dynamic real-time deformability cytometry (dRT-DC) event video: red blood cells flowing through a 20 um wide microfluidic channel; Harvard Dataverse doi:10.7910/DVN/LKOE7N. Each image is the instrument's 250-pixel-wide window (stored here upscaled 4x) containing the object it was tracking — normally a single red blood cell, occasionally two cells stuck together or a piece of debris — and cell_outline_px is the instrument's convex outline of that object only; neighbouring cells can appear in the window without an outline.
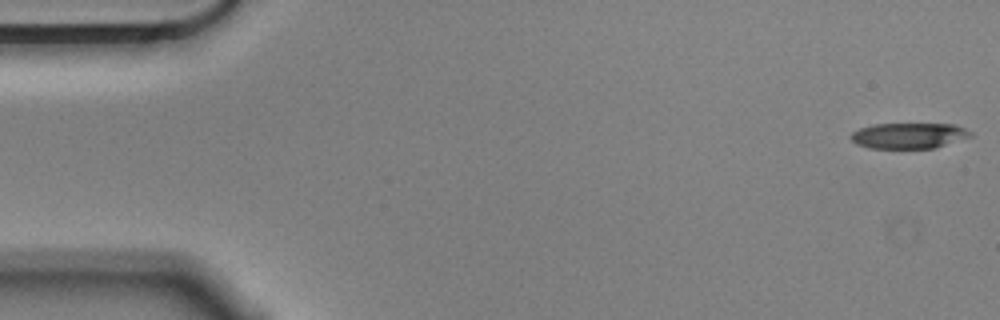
{"species": "Egyptian fruit bat (a non-hibernating species)", "species_latin": "Rousettus aegyptiacus", "temperature_condition": "cold", "stored_images_in_passage": 53, "camera_frame_rate_fps": 3000, "um_per_image_px": 0.085, "animal": {"sex": "male"}, "frame": {"image": 1, "passage_image": 1, "time_ms": 0.0, "image_size_px": [1000, 320], "cell_outline_px": [[972, 136], [936, 148], [868, 148], [856, 144], [848, 136], [852, 132], [860, 128], [872, 124], [952, 124], [964, 128], [972, 132]], "centroid_in_image_um": [77.22, 11.53], "position_along_channel_um": 7.8, "area_um2": 17.98}}
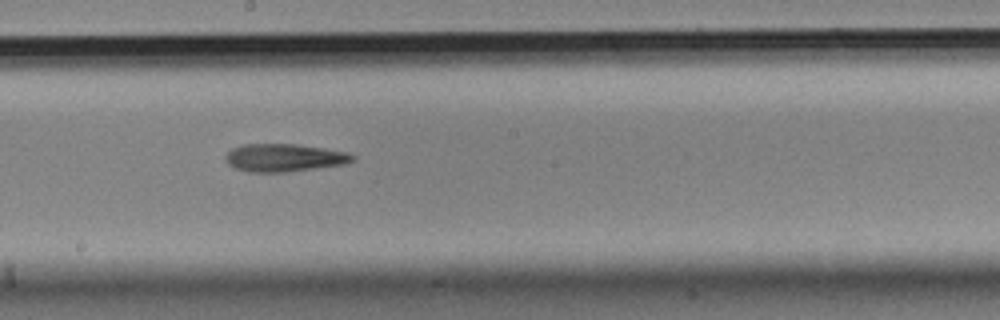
{"frame": {"image": 2, "passage_image": 30, "time_ms": 9.667, "image_size_px": [1000, 320], "cell_outline_px": [[356, 160], [344, 164], [288, 172], [248, 172], [232, 168], [224, 160], [224, 156], [232, 148], [244, 144], [296, 144], [324, 148], [348, 152], [356, 156]], "centroid_in_image_um": [24.14, 13.41], "position_along_channel_um": 224.1, "area_um2": 20.87}}
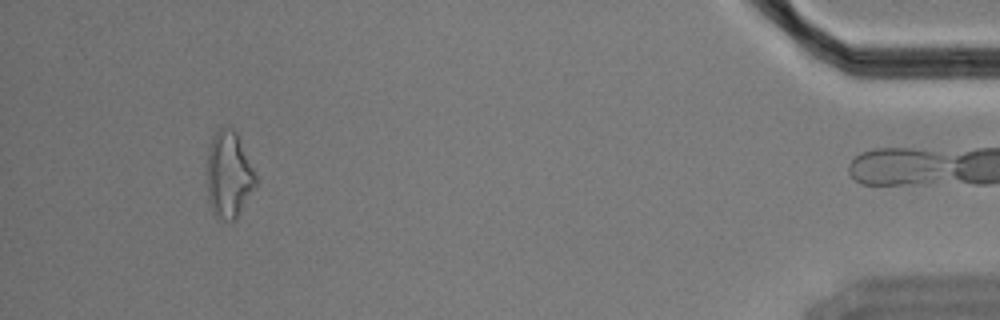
{"frame": {"image": 3, "passage_image": 52, "time_ms": 17.0, "image_size_px": [1000, 320], "cell_outline_px": [[256, 184], [236, 220], [224, 220], [216, 216], [212, 212], [208, 200], [208, 148], [216, 128], [224, 124], [232, 128], [236, 132], [240, 140], [256, 176]], "centroid_in_image_um": [19.43, 14.82], "position_along_channel_um": 415.8, "area_um2": 24.51}}